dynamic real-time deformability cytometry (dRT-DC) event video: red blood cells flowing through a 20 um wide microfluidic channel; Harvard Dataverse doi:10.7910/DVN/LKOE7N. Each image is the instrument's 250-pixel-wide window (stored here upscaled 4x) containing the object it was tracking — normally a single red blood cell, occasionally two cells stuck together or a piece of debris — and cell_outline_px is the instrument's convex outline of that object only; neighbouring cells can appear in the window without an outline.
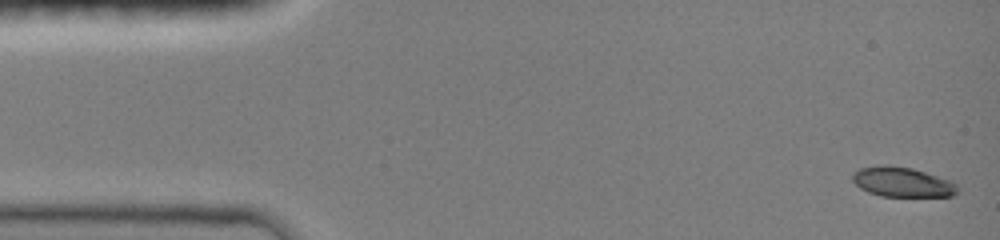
{"species": "common noctule bat (a hibernating species)", "species_latin": "Nyctalus noctula", "temperature_condition": "room temperature", "stored_images_in_passage": 47, "camera_frame_rate_fps": 3000, "um_per_image_px": 0.085, "animal": {"sex": "female", "body_mass_g": 19.0, "forearm_length_mm": 51.5}, "frame": {"image": 1, "passage_image": 1, "time_ms": 0.0, "image_size_px": [1000, 240], "cell_outline_px": [[960, 192], [952, 196], [880, 196], [868, 192], [860, 188], [852, 180], [852, 172], [860, 168], [912, 168], [952, 180], [956, 184]], "centroid_in_image_um": [76.77, 15.52], "position_along_channel_um": 8.2, "area_um2": 17.69}}
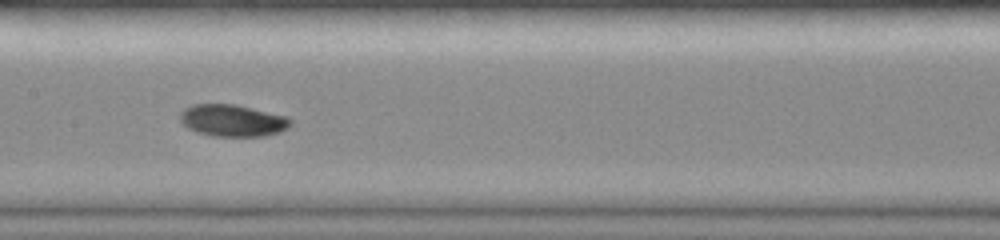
{"frame": {"image": 2, "passage_image": 23, "time_ms": 7.333, "image_size_px": [1000, 240], "cell_outline_px": [[292, 124], [288, 128], [280, 132], [264, 136], [212, 136], [196, 132], [188, 128], [180, 120], [180, 112], [184, 108], [192, 104], [236, 104], [288, 116], [292, 120]], "centroid_in_image_um": [19.79, 10.24], "position_along_channel_um": 187.6, "area_um2": 20.81}}
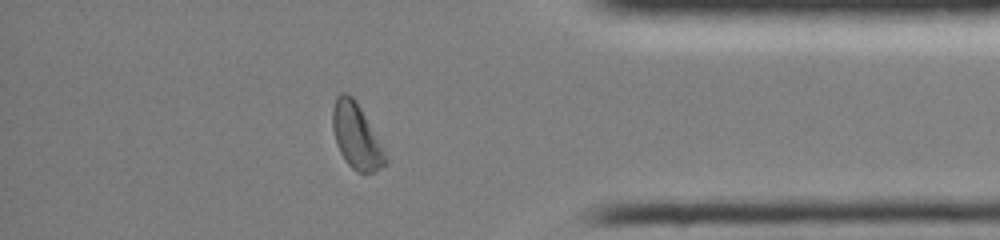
{"frame": {"image": 3, "passage_image": 40, "time_ms": 13.0, "image_size_px": [1000, 240], "cell_outline_px": [[388, 164], [376, 172], [356, 172], [348, 164], [340, 152], [336, 144], [332, 128], [332, 108], [336, 96], [340, 92], [344, 92], [352, 96], [356, 100], [384, 152], [388, 160]], "centroid_in_image_um": [30.26, 11.58], "position_along_channel_um": 404.9, "area_um2": 19.88}, "authors_computed_cell_mechanics": {"area_um2": 19.7098, "velocity_mm_per_s": 4.0568, "shape_relaxation_time_tau1_ms": 3.2854, "shape_relaxation_time_tau2_ms": null, "deformation_change_tau1": 0.1561, "deformation_change_tau2": null}}